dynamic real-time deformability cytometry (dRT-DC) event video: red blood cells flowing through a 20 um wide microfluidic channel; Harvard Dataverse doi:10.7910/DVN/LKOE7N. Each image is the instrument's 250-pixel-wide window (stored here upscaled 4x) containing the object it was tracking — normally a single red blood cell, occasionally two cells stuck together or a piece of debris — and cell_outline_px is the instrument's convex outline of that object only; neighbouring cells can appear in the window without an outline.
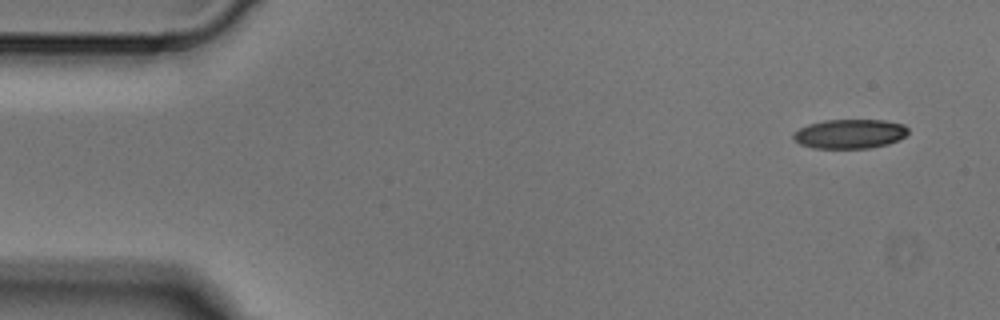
{"species": "Egyptian fruit bat (a non-hibernating species)", "species_latin": "Rousettus aegyptiacus", "temperature_condition": "cold", "stored_images_in_passage": 4, "segment_of_instrument_passage": [1, 2], "camera_frame_rate_fps": 3000, "um_per_image_px": 0.085, "animal": {"sex": "male"}, "frame": {"image": 1, "passage_image": 1, "time_ms": 0.0, "image_size_px": [1000, 320], "cell_outline_px": [[908, 132], [900, 140], [888, 144], [868, 148], [812, 148], [800, 144], [792, 136], [792, 132], [808, 124], [824, 120], [884, 120], [904, 124], [908, 128]], "centroid_in_image_um": [72.23, 11.37], "position_along_channel_um": 12.8, "area_um2": 19.71}}
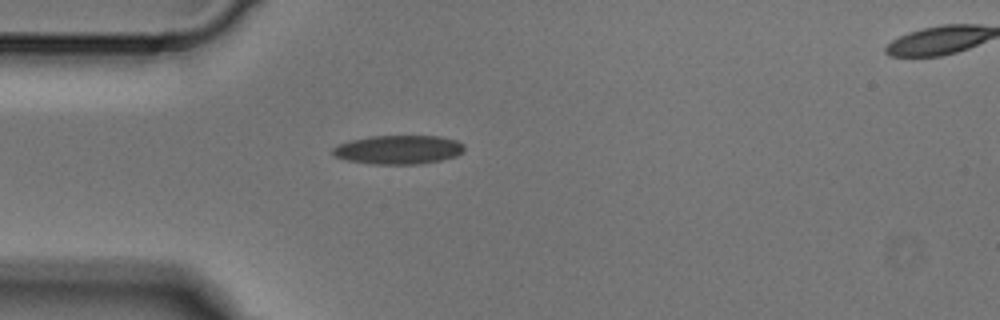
{"frame": {"image": 2, "passage_image": 3, "time_ms": 0.667, "image_size_px": [1000, 320], "cell_outline_px": [[464, 152], [456, 156], [424, 164], [372, 164], [348, 160], [336, 156], [332, 152], [332, 148], [340, 144], [352, 140], [372, 136], [440, 136], [456, 140], [464, 144]], "centroid_in_image_um": [33.92, 12.72], "position_along_channel_um": 51.1, "area_um2": 22.08}}